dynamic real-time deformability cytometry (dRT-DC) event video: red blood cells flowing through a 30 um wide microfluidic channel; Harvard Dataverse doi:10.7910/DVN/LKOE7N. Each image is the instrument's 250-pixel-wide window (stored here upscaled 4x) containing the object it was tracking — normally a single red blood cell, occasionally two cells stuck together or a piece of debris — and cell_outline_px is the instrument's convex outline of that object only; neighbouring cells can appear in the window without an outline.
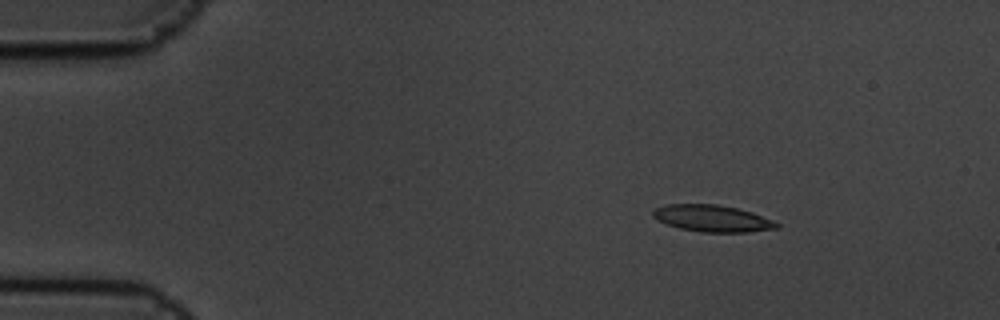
{"species": "common noctule bat (a hibernating species)", "species_latin": "Nyctalus noctula", "temperature_condition": "cold", "stored_images_in_passage": 4, "camera_frame_rate_fps": 3000, "um_per_image_px": 0.085, "animal": {"sex": "male", "body_mass_g": 19.5, "forearm_length_mm": 54.6}, "frame": {"image": 1, "passage_image": 2, "time_ms": 0.333, "image_size_px": [1000, 320], "cell_outline_px": [[780, 228], [748, 232], [700, 232], [680, 228], [668, 224], [652, 216], [652, 212], [656, 208], [668, 204], [716, 204], [736, 208], [752, 212], [772, 220], [780, 224]], "centroid_in_image_um": [60.58, 18.57], "position_along_channel_um": 24.4, "area_um2": 19.13}}